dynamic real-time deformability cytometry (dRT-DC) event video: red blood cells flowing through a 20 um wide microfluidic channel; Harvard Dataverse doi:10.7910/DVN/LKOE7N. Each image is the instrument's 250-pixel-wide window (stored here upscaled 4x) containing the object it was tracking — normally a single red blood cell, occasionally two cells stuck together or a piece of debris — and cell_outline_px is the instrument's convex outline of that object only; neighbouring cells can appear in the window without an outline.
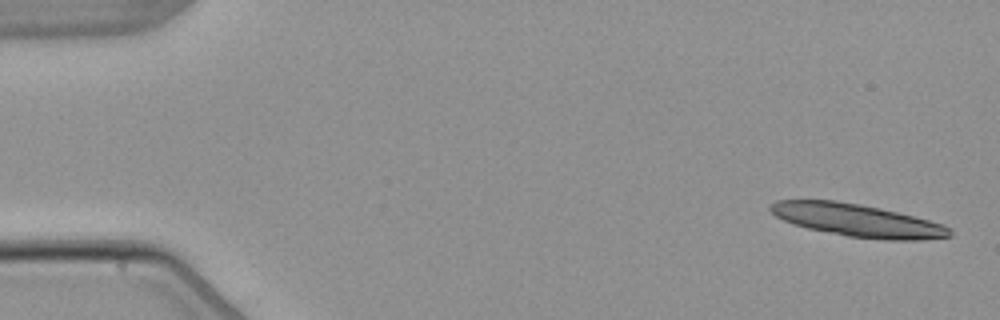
{"species": "common noctule bat (a hibernating species)", "species_latin": "Nyctalus noctula", "temperature_condition": "warm", "stored_images_in_passage": 4, "camera_frame_rate_fps": 3000, "um_per_image_px": 0.085, "animal": {"sex": "male", "body_mass_g": 21.5, "forearm_length_mm": 52.0}, "frame": {"image": 1, "passage_image": 1, "time_ms": 0.0, "image_size_px": [1000, 320], "cell_outline_px": [[952, 236], [920, 240], [884, 240], [848, 236], [808, 228], [792, 224], [776, 216], [768, 208], [776, 200], [836, 200], [860, 204], [880, 208], [944, 224], [952, 232]], "centroid_in_image_um": [72.87, 18.73], "position_along_channel_um": 12.1, "area_um2": 33.87}}
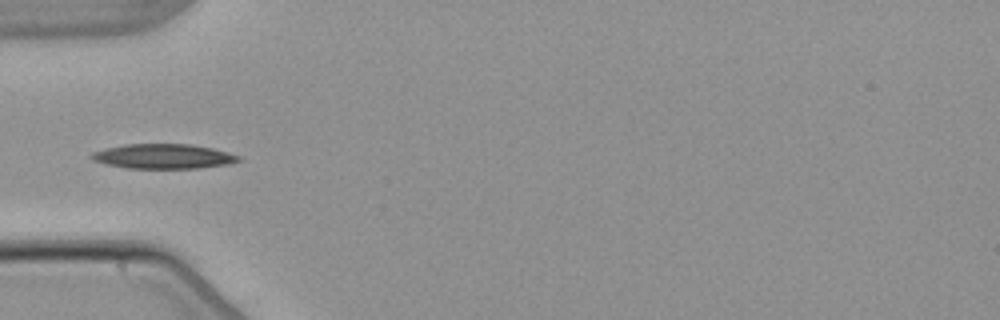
{"frame": {"image": 2, "passage_image": 4, "time_ms": 5.333, "image_size_px": [1000, 320], "cell_outline_px": [[244, 160], [228, 164], [200, 168], [128, 168], [108, 164], [92, 160], [88, 156], [92, 152], [104, 148], [124, 144], [188, 144], [212, 148], [228, 152], [240, 156]], "centroid_in_image_um": [13.89, 13.28], "position_along_channel_um": 71.1, "area_um2": 21.27}}